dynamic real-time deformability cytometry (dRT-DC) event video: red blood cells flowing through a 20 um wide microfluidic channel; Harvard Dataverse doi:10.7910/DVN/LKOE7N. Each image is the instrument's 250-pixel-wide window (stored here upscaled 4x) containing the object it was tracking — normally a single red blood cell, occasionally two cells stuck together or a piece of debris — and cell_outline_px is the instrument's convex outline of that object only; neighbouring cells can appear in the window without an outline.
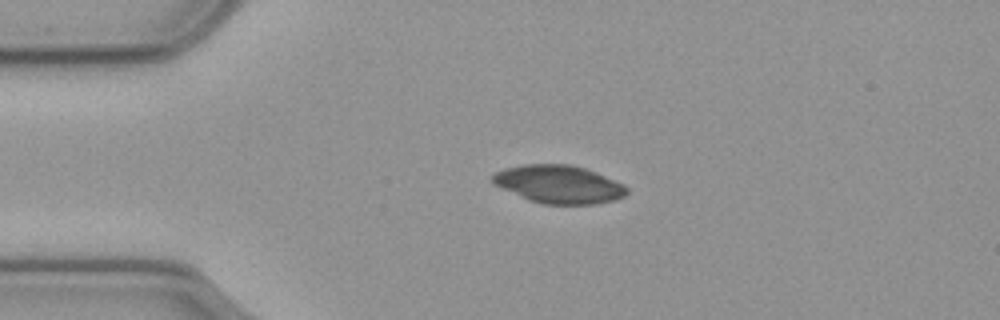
{"species": "common noctule bat (a hibernating species)", "species_latin": "Nyctalus noctula", "temperature_condition": "cold", "stored_images_in_passage": 46, "camera_frame_rate_fps": 3000, "um_per_image_px": 0.085, "animal": {"sex": "male", "body_mass_g": 23.1, "forearm_length_mm": 52.7}, "frame": {"image": 1, "passage_image": 1, "time_ms": 0.0, "image_size_px": [1000, 320], "cell_outline_px": [[628, 192], [624, 196], [616, 200], [592, 204], [544, 204], [528, 200], [500, 188], [492, 184], [488, 180], [488, 176], [504, 168], [524, 164], [572, 164], [596, 172], [624, 184], [628, 188]], "centroid_in_image_um": [47.44, 15.66], "position_along_channel_um": 37.6, "area_um2": 30.17}}
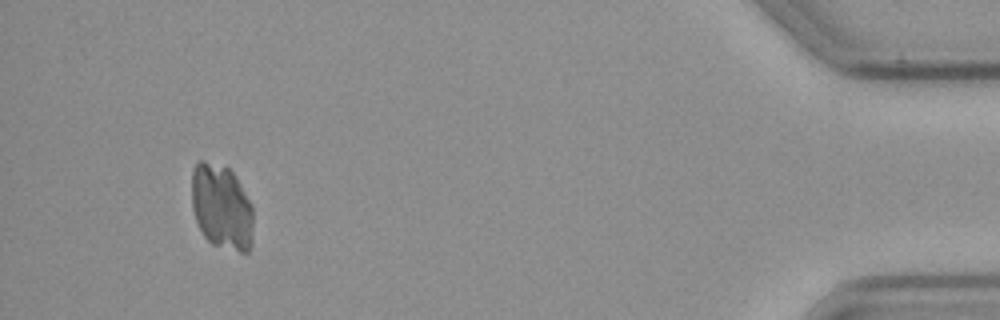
{"frame": {"image": 2, "passage_image": 42, "time_ms": 13.667, "image_size_px": [1000, 320], "cell_outline_px": [[252, 244], [248, 252], [240, 252], [212, 244], [204, 236], [196, 220], [192, 208], [192, 172], [196, 164], [200, 160], [204, 160], [228, 168], [232, 172], [252, 204]], "centroid_in_image_um": [18.84, 17.6], "position_along_channel_um": 416.4, "area_um2": 30.46}}